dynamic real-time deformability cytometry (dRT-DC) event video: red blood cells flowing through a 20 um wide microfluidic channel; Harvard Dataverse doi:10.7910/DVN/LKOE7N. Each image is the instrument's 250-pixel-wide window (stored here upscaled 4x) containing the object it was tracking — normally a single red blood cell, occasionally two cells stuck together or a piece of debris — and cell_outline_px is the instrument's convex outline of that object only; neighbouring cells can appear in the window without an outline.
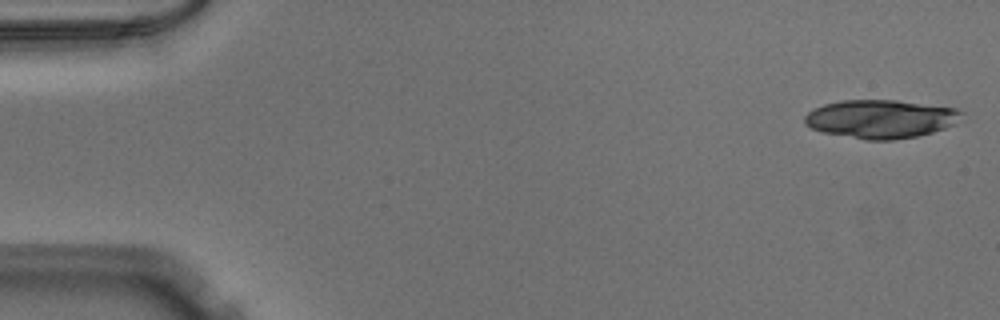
{"species": "Egyptian fruit bat (a non-hibernating species)", "species_latin": "Rousettus aegyptiacus", "temperature_condition": "warm", "stored_images_in_passage": 27, "segment_of_instrument_passage": [1, 2], "camera_frame_rate_fps": 3000, "um_per_image_px": 0.085, "animal": {"sex": "male"}, "frame": {"image": 1, "passage_image": 1, "time_ms": 0.0, "image_size_px": [1000, 320], "cell_outline_px": [[964, 112], [956, 124], [932, 132], [916, 136], [892, 140], [868, 140], [824, 132], [812, 128], [804, 124], [804, 116], [812, 108], [824, 104], [840, 100], [896, 100], [956, 108]], "centroid_in_image_um": [74.85, 10.1], "position_along_channel_um": 10.1, "area_um2": 35.14}}
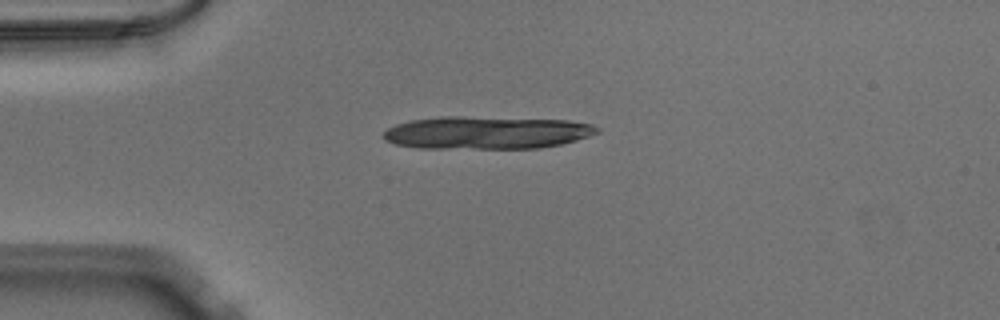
{"frame": {"image": 2, "passage_image": 12, "time_ms": 3.667, "image_size_px": [1000, 320], "cell_outline_px": [[600, 132], [576, 140], [560, 144], [540, 148], [416, 148], [396, 144], [384, 140], [380, 136], [388, 128], [396, 124], [408, 120], [440, 116], [456, 116], [568, 120], [592, 124], [600, 128]], "centroid_in_image_um": [41.32, 11.27], "position_along_channel_um": 43.7, "area_um2": 40.98}}